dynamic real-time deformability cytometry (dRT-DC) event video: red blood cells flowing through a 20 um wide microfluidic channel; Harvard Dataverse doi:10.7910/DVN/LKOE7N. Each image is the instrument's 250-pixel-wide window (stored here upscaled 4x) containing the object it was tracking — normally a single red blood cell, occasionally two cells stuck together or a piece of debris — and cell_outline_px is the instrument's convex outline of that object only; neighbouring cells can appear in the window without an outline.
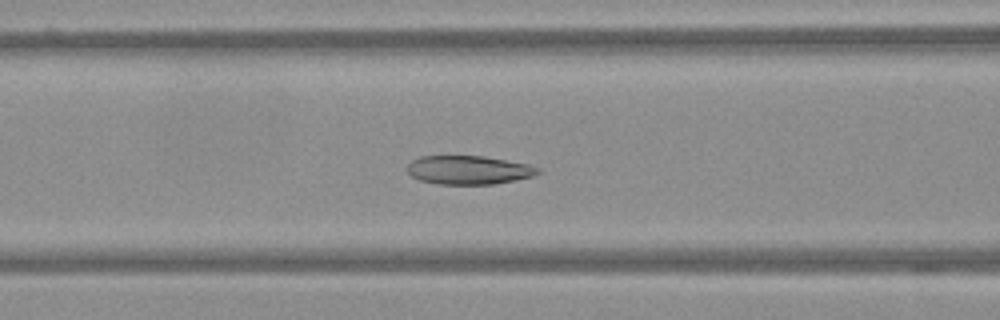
{"species": "Egyptian fruit bat (a non-hibernating species)", "species_latin": "Rousettus aegyptiacus", "temperature_condition": "warm", "stored_images_in_passage": 59, "camera_frame_rate_fps": 3000, "um_per_image_px": 0.085, "frame": {"image": 1, "passage_image": 25, "time_ms": 8.0, "image_size_px": [1000, 320], "cell_outline_px": [[540, 172], [532, 176], [516, 180], [492, 184], [436, 184], [420, 180], [412, 176], [408, 172], [408, 164], [412, 160], [420, 156], [484, 156], [528, 164], [540, 168]], "centroid_in_image_um": [39.83, 14.45], "position_along_channel_um": 126.8, "area_um2": 21.79}}
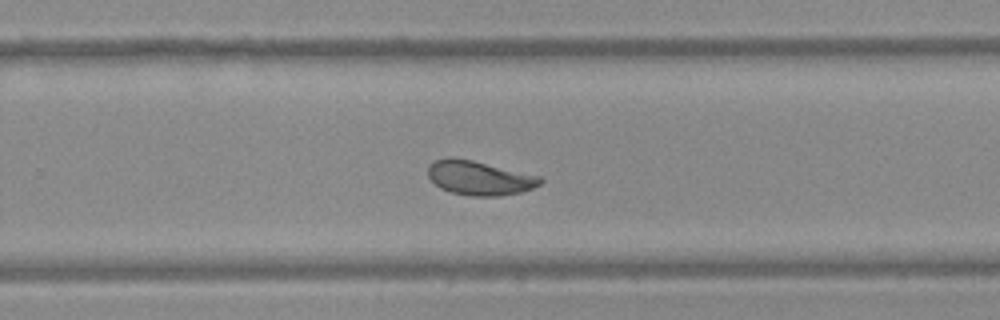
{"frame": {"image": 2, "passage_image": 39, "time_ms": 12.667, "image_size_px": [1000, 320], "cell_outline_px": [[544, 180], [540, 184], [532, 188], [520, 192], [500, 196], [472, 196], [452, 192], [440, 188], [428, 176], [428, 164], [432, 160], [448, 156], [452, 156], [472, 160], [540, 176]], "centroid_in_image_um": [40.71, 15.1], "position_along_channel_um": 289.1, "area_um2": 22.48}}
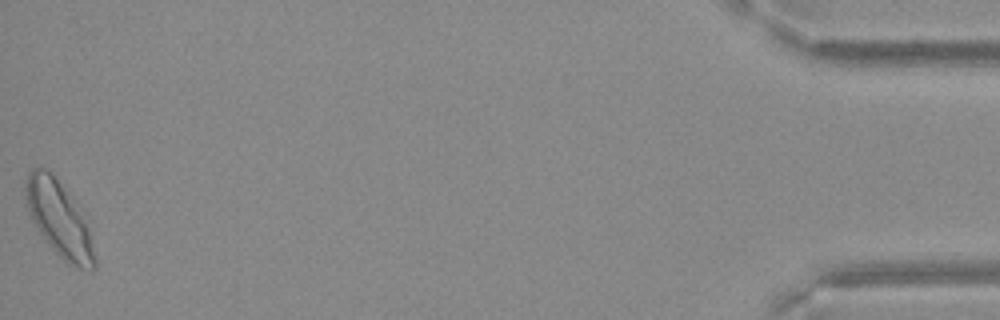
{"frame": {"image": 3, "passage_image": 59, "time_ms": 19.333, "image_size_px": [1000, 320], "cell_outline_px": [[96, 268], [92, 272], [76, 268], [68, 264], [44, 240], [32, 220], [28, 212], [24, 184], [28, 172], [32, 168], [40, 164], [52, 172], [68, 196], [80, 216], [88, 232], [96, 260]], "centroid_in_image_um": [4.95, 18.63], "position_along_channel_um": 430.3, "area_um2": 29.48}}